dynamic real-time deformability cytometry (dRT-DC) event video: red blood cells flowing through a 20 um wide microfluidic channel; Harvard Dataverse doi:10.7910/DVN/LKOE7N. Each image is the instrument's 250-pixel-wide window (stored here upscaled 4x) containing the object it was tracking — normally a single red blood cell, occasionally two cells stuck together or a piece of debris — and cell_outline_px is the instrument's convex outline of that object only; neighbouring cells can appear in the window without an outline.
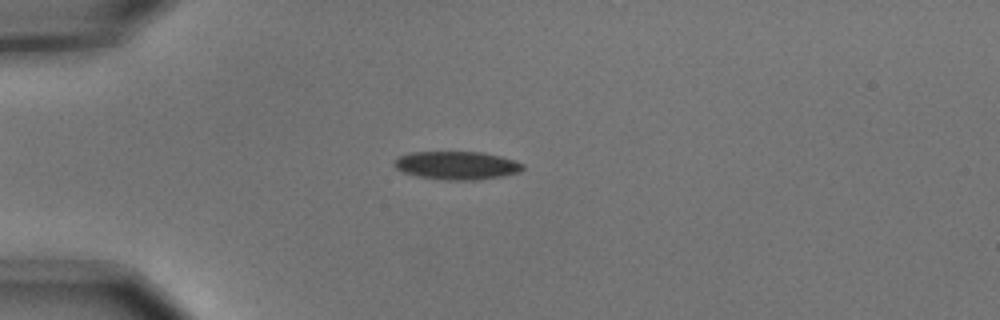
{"species": "common noctule bat (a hibernating species)", "species_latin": "Nyctalus noctula", "temperature_condition": "cold", "stored_images_in_passage": 7, "camera_frame_rate_fps": 3000, "um_per_image_px": 0.085, "animal": {"sex": "male", "body_mass_g": 15.6}, "frame": {"image": 1, "passage_image": 3, "time_ms": 0.667, "image_size_px": [1000, 320], "cell_outline_px": [[524, 168], [520, 172], [504, 176], [476, 180], [448, 180], [420, 176], [404, 172], [396, 168], [392, 164], [392, 160], [400, 156], [412, 152], [484, 152], [516, 160], [524, 164]], "centroid_in_image_um": [38.86, 14.05], "position_along_channel_um": 46.1, "area_um2": 21.21}}
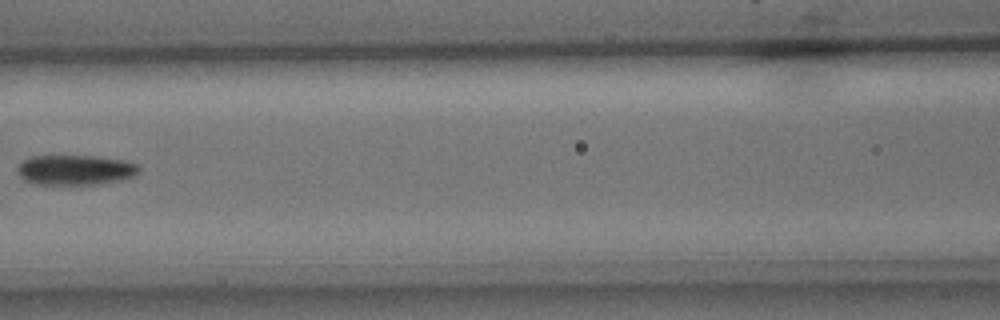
{"frame": {"image": 2, "passage_image": 6, "time_ms": 1.667, "image_size_px": [1000, 320], "cell_outline_px": [[140, 172], [136, 176], [120, 180], [100, 184], [36, 184], [24, 180], [16, 172], [16, 168], [20, 160], [28, 156], [96, 156], [124, 160], [136, 164], [140, 168]], "centroid_in_image_um": [6.37, 14.44], "position_along_channel_um": 160.2, "area_um2": 21.62}}
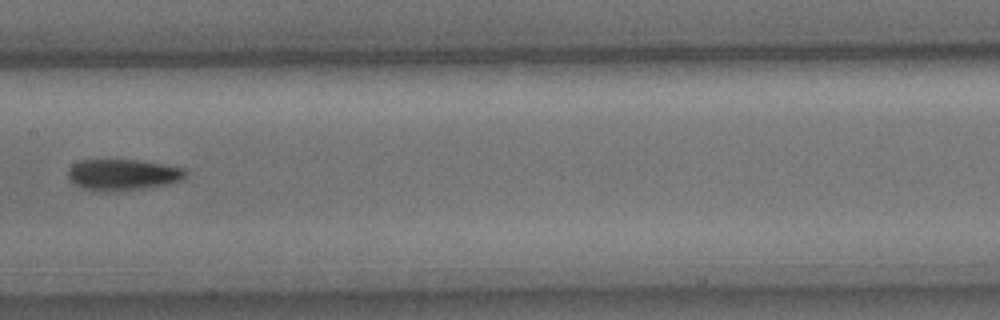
{"frame": {"image": 3, "passage_image": 7, "time_ms": 2.0, "image_size_px": [1000, 320], "cell_outline_px": [[188, 172], [180, 180], [164, 184], [144, 188], [84, 188], [76, 184], [68, 176], [68, 168], [72, 164], [80, 160], [136, 160], [164, 164], [184, 168]], "centroid_in_image_um": [10.46, 14.78], "position_along_channel_um": 196.9, "area_um2": 20.17}}